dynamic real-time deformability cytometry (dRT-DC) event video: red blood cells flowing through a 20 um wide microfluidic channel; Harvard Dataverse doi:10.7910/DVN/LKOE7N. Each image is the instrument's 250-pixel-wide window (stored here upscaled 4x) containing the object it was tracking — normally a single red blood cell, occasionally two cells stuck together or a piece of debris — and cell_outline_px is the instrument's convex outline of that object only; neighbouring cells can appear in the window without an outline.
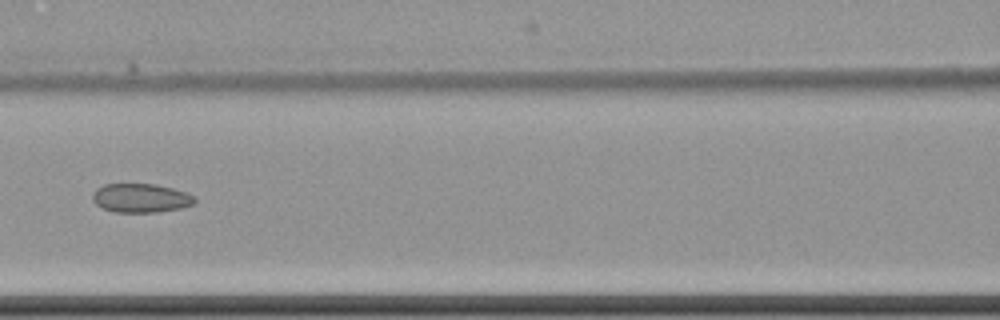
{"species": "common noctule bat (a hibernating species)", "species_latin": "Nyctalus noctula", "temperature_condition": "cold", "stored_images_in_passage": 7, "camera_frame_rate_fps": 3000, "um_per_image_px": 0.085, "animal": {"sex": "female", "body_mass_g": 22.7, "forearm_length_mm": 54.2}, "frame": {"image": 1, "passage_image": 4, "time_ms": 3.667, "image_size_px": [1000, 320], "cell_outline_px": [[196, 200], [192, 204], [180, 208], [156, 212], [112, 212], [96, 204], [92, 200], [92, 196], [96, 188], [104, 184], [156, 184], [188, 192]], "centroid_in_image_um": [11.94, 16.83], "position_along_channel_um": 154.7, "area_um2": 17.17}}
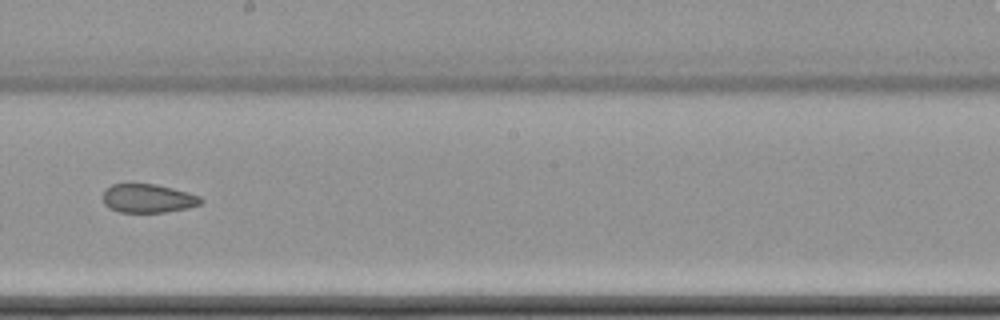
{"frame": {"image": 2, "passage_image": 6, "time_ms": 6.0, "image_size_px": [1000, 320], "cell_outline_px": [[204, 200], [200, 204], [188, 208], [164, 212], [120, 212], [104, 204], [104, 188], [112, 184], [156, 184], [188, 192], [200, 196]], "centroid_in_image_um": [12.6, 16.85], "position_along_channel_um": 235.6, "area_um2": 16.3}}
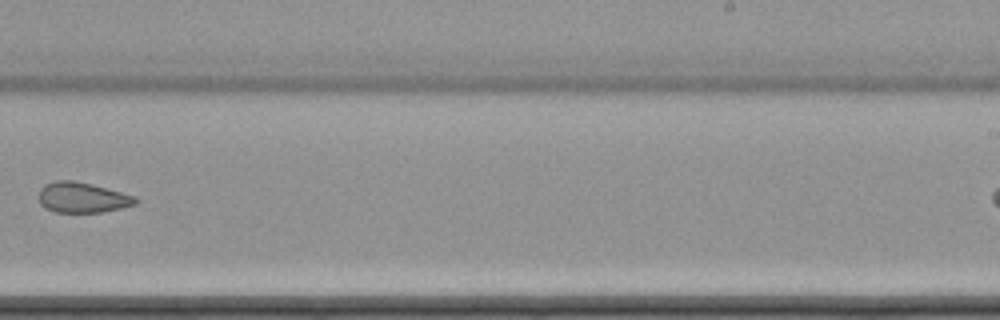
{"frame": {"image": 3, "passage_image": 7, "time_ms": 7.333, "image_size_px": [1000, 320], "cell_outline_px": [[140, 200], [136, 204], [120, 208], [100, 212], [56, 212], [40, 204], [40, 188], [44, 184], [56, 180], [72, 180], [92, 184], [136, 196]], "centroid_in_image_um": [7.03, 16.78], "position_along_channel_um": 282.0, "area_um2": 17.05}}